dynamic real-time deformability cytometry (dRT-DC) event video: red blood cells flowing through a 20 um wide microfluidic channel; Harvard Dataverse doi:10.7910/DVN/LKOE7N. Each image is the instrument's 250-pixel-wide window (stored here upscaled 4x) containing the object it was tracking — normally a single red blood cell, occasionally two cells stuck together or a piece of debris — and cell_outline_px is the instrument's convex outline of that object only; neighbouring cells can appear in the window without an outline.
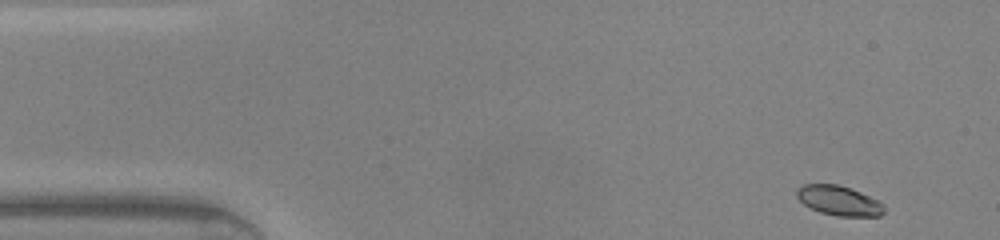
{"species": "common noctule bat (a hibernating species)", "species_latin": "Nyctalus noctula", "temperature_condition": "warm", "stored_images_in_passage": 44, "camera_frame_rate_fps": 3000, "um_per_image_px": 0.085, "animal": {"sex": "male", "body_mass_g": 20.0, "forearm_length_mm": 53.3}, "frame": {"image": 1, "passage_image": 1, "time_ms": 0.0, "image_size_px": [1000, 240], "cell_outline_px": [[884, 212], [880, 216], [836, 216], [820, 212], [804, 204], [796, 196], [796, 188], [800, 184], [836, 184], [860, 192], [884, 204]], "centroid_in_image_um": [71.27, 17.05], "position_along_channel_um": 13.7, "area_um2": 15.03}}
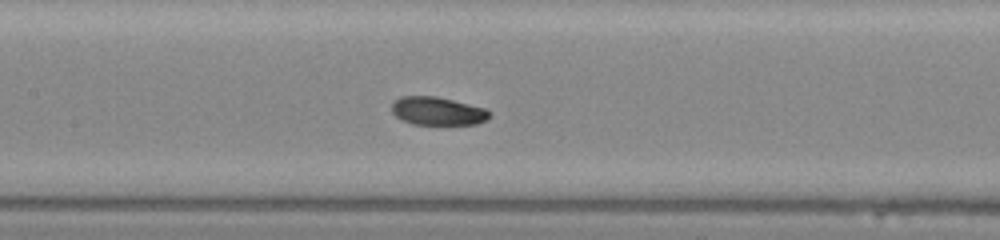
{"frame": {"image": 2, "passage_image": 19, "time_ms": 6.0, "image_size_px": [1000, 240], "cell_outline_px": [[492, 112], [484, 120], [476, 124], [412, 124], [400, 120], [392, 112], [392, 104], [400, 96], [436, 96], [484, 108]], "centroid_in_image_um": [37.15, 9.44], "position_along_channel_um": 170.2, "area_um2": 15.9}}
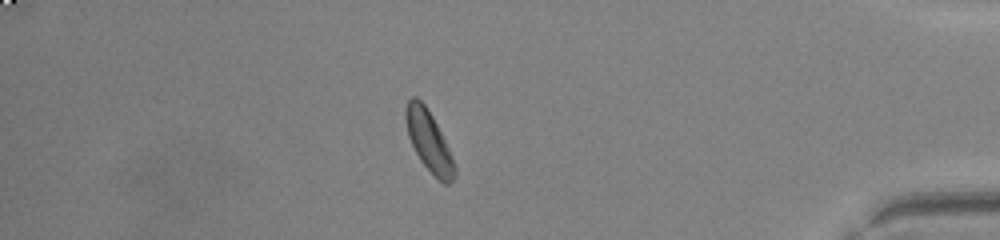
{"frame": {"image": 3, "passage_image": 38, "time_ms": 12.333, "image_size_px": [1000, 240], "cell_outline_px": [[456, 176], [448, 184], [444, 184], [420, 160], [408, 136], [404, 116], [404, 108], [408, 100], [412, 96], [416, 96], [424, 104], [432, 116], [456, 164]], "centroid_in_image_um": [36.44, 11.97], "position_along_channel_um": 398.8, "area_um2": 16.99}, "authors_computed_cell_mechanics": {"area_um2": 16.762, "velocity_mm_per_s": 4.3084, "shape_relaxation_time_tau1_ms": 7.8903, "shape_relaxation_time_tau2_ms": null, "deformation_change_tau1": 0.1936, "deformation_change_tau2": null}}